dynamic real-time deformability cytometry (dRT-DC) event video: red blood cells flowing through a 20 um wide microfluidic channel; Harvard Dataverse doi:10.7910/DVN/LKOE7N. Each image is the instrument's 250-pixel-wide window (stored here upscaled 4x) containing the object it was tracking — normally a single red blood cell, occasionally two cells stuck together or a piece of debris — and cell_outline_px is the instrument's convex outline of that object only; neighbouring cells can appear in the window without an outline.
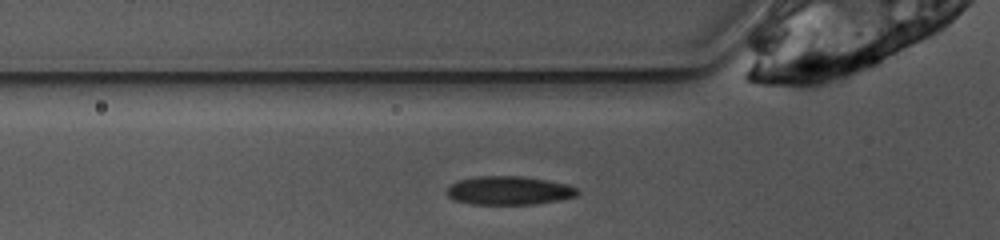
{"species": "common noctule bat (a hibernating species)", "species_latin": "Nyctalus noctula", "temperature_condition": "warm", "stored_images_in_passage": 24, "camera_frame_rate_fps": 3000, "um_per_image_px": 0.085, "animal": {"sex": "female", "body_mass_g": 10.0, "forearm_length_mm": 53.1}, "frame": {"image": 1, "passage_image": 2, "time_ms": 0.333, "image_size_px": [1000, 240], "cell_outline_px": [[580, 192], [576, 196], [560, 200], [536, 204], [472, 204], [452, 200], [444, 192], [456, 180], [480, 176], [520, 176], [548, 180], [564, 184], [576, 188]], "centroid_in_image_um": [43.23, 16.2], "position_along_channel_um": 82.6, "area_um2": 21.85}}
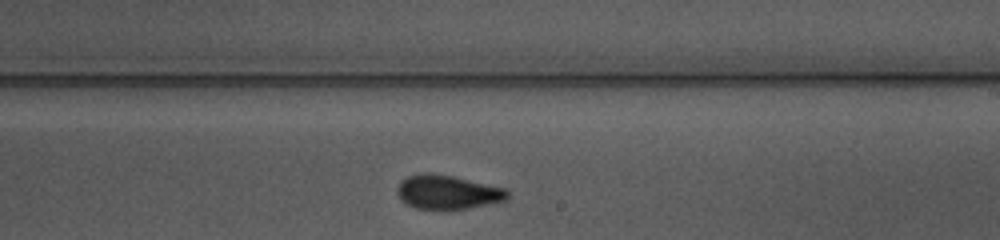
{"frame": {"image": 2, "passage_image": 15, "time_ms": 4.667, "image_size_px": [1000, 240], "cell_outline_px": [[512, 196], [508, 200], [468, 208], [416, 208], [400, 200], [396, 192], [396, 188], [400, 180], [408, 176], [424, 172], [432, 172], [452, 176], [508, 188]], "centroid_in_image_um": [38.08, 16.3], "position_along_channel_um": 250.9, "area_um2": 22.08}}
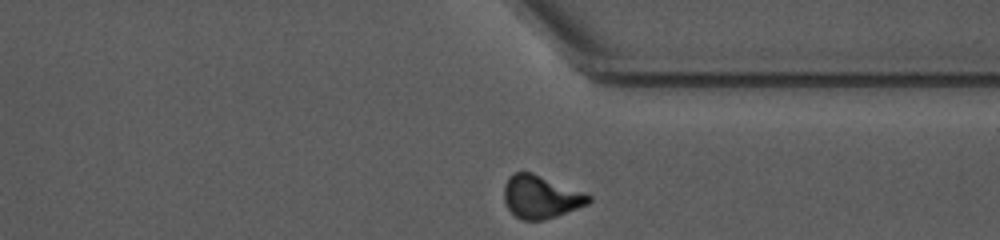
{"frame": {"image": 3, "passage_image": 24, "time_ms": 7.667, "image_size_px": [1000, 240], "cell_outline_px": [[592, 200], [588, 204], [556, 216], [544, 220], [520, 220], [508, 208], [504, 200], [504, 184], [508, 176], [516, 172], [532, 172], [584, 192], [592, 196]], "centroid_in_image_um": [45.96, 16.73], "position_along_channel_um": 365.4, "area_um2": 21.15}}